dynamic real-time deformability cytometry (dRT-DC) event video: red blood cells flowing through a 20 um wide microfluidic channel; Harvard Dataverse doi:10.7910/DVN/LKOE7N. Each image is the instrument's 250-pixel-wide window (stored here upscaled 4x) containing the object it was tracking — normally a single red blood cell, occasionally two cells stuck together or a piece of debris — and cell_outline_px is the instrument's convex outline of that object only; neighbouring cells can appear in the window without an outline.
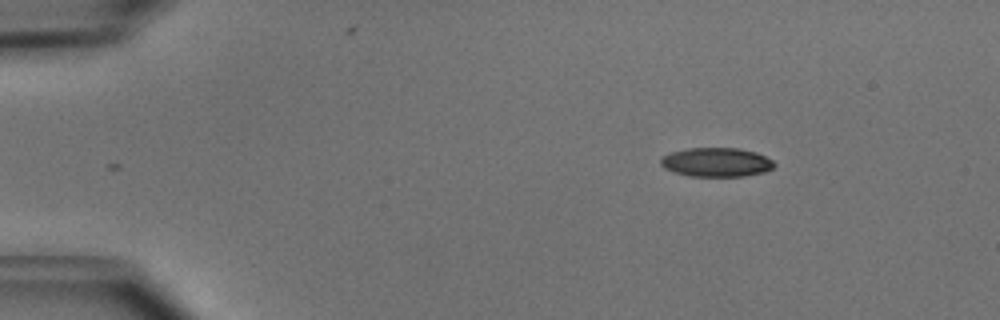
{"species": "common noctule bat (a hibernating species)", "species_latin": "Nyctalus noctula", "temperature_condition": "cold", "stored_images_in_passage": 44, "camera_frame_rate_fps": 3000, "um_per_image_px": 0.085, "animal": {"sex": "male", "body_mass_g": 15.6}, "frame": {"image": 1, "passage_image": 1, "time_ms": 0.0, "image_size_px": [1000, 320], "cell_outline_px": [[776, 164], [772, 168], [764, 172], [744, 176], [692, 176], [676, 172], [664, 168], [660, 164], [660, 156], [672, 152], [688, 148], [740, 148], [756, 152], [772, 160]], "centroid_in_image_um": [60.89, 13.78], "position_along_channel_um": 24.1, "area_um2": 19.19}}
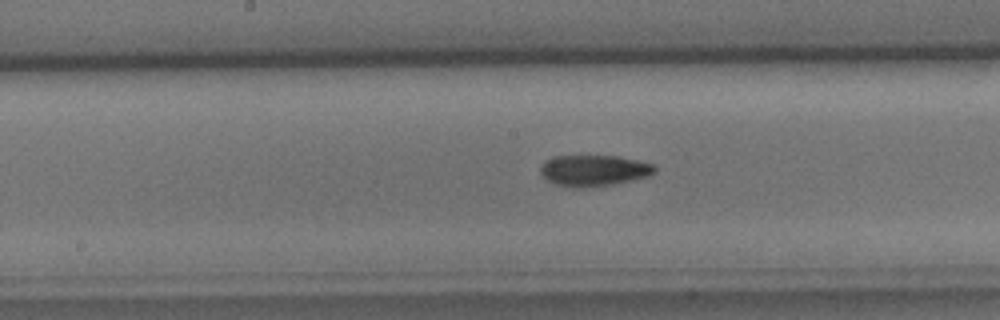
{"frame": {"image": 2, "passage_image": 20, "time_ms": 6.333, "image_size_px": [1000, 320], "cell_outline_px": [[656, 172], [648, 176], [612, 184], [580, 188], [572, 188], [556, 184], [548, 180], [540, 172], [540, 168], [544, 160], [556, 156], [616, 156], [656, 164]], "centroid_in_image_um": [50.48, 14.49], "position_along_channel_um": 197.7, "area_um2": 20.63}}
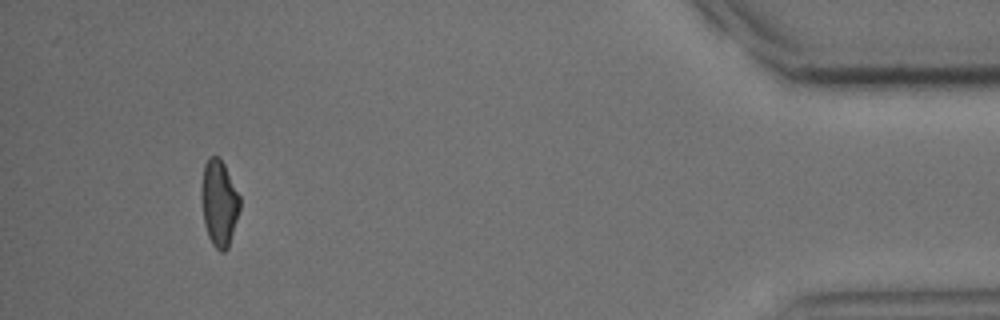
{"frame": {"image": 3, "passage_image": 41, "time_ms": 13.333, "image_size_px": [1000, 320], "cell_outline_px": [[240, 208], [228, 248], [224, 252], [220, 252], [212, 244], [208, 236], [204, 224], [200, 196], [200, 188], [204, 164], [208, 156], [220, 156], [240, 196]], "centroid_in_image_um": [18.6, 17.23], "position_along_channel_um": 416.6, "area_um2": 19.59}, "authors_computed_cell_mechanics": {"area_um2": 20.4612, "velocity_mm_per_s": 4.0006, "shape_relaxation_time_tau1_ms": 3.8849, "shape_relaxation_time_tau2_ms": 8.4758, "deformation_change_tau1": 0.1239, "deformation_change_tau2": 0.1709}}